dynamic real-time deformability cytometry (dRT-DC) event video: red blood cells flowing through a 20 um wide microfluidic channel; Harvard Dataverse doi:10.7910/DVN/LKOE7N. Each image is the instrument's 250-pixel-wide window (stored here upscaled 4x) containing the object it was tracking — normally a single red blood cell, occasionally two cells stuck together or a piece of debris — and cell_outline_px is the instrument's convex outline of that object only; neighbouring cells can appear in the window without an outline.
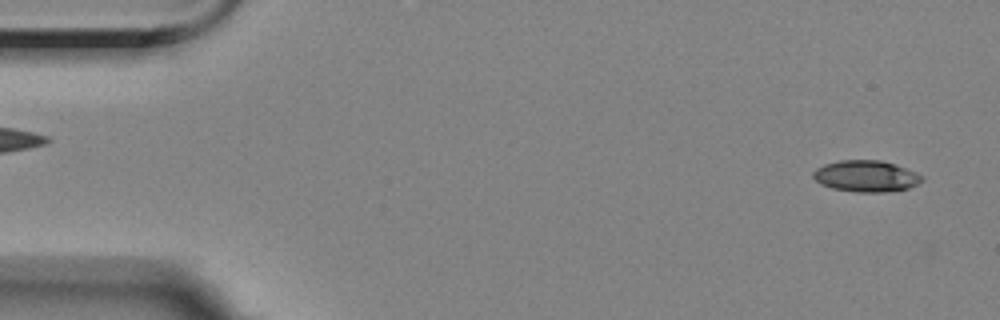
{"species": "Egyptian fruit bat (a non-hibernating species)", "species_latin": "Rousettus aegyptiacus", "temperature_condition": "room temperature", "stored_images_in_passage": 56, "camera_frame_rate_fps": 3000, "um_per_image_px": 0.085, "animal": {"sex": "female"}, "frame": {"image": 1, "passage_image": 3, "time_ms": 0.667, "image_size_px": [1000, 320], "cell_outline_px": [[924, 180], [908, 188], [884, 192], [856, 192], [832, 188], [820, 184], [812, 176], [812, 172], [816, 168], [824, 164], [840, 160], [880, 160], [896, 164], [924, 176]], "centroid_in_image_um": [73.6, 14.96], "position_along_channel_um": 11.4, "area_um2": 19.94}}
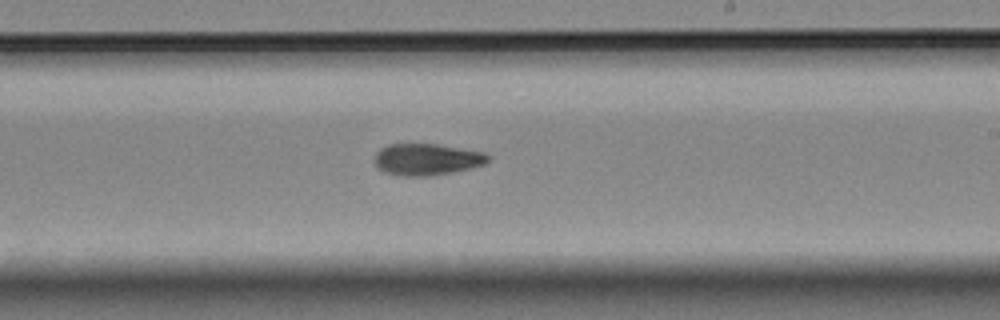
{"frame": {"image": 2, "passage_image": 33, "time_ms": 10.667, "image_size_px": [1000, 320], "cell_outline_px": [[488, 160], [484, 164], [468, 168], [428, 176], [400, 176], [384, 172], [376, 164], [376, 152], [380, 148], [388, 144], [436, 144], [484, 152], [488, 156]], "centroid_in_image_um": [36.24, 13.54], "position_along_channel_um": 252.8, "area_um2": 20.52}}
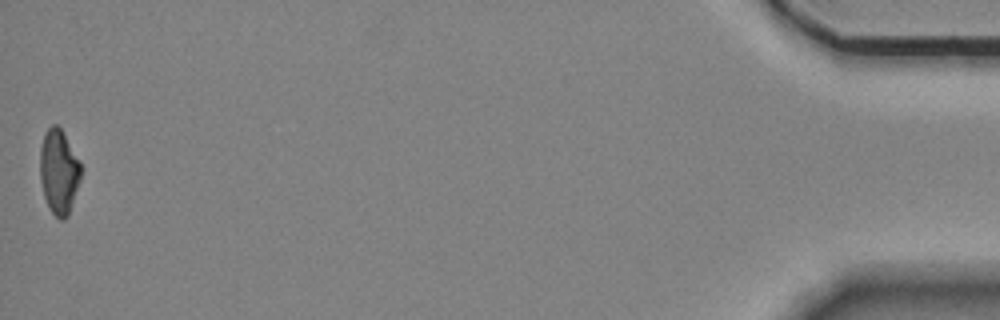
{"frame": {"image": 3, "passage_image": 56, "time_ms": 18.333, "image_size_px": [1000, 320], "cell_outline_px": [[84, 168], [68, 216], [64, 220], [60, 220], [52, 212], [44, 196], [40, 180], [40, 148], [44, 132], [52, 124], [56, 124], [60, 128], [80, 160]], "centroid_in_image_um": [5.02, 14.58], "position_along_channel_um": 430.2, "area_um2": 20.35}, "authors_computed_cell_mechanics": {"area_um2": 20.519, "velocity_mm_per_s": 3.5538, "shape_relaxation_time_tau1_ms": 9.0463, "shape_relaxation_time_tau2_ms": 9.6933, "deformation_change_tau1": 0.209, "deformation_change_tau2": 0.1723}}